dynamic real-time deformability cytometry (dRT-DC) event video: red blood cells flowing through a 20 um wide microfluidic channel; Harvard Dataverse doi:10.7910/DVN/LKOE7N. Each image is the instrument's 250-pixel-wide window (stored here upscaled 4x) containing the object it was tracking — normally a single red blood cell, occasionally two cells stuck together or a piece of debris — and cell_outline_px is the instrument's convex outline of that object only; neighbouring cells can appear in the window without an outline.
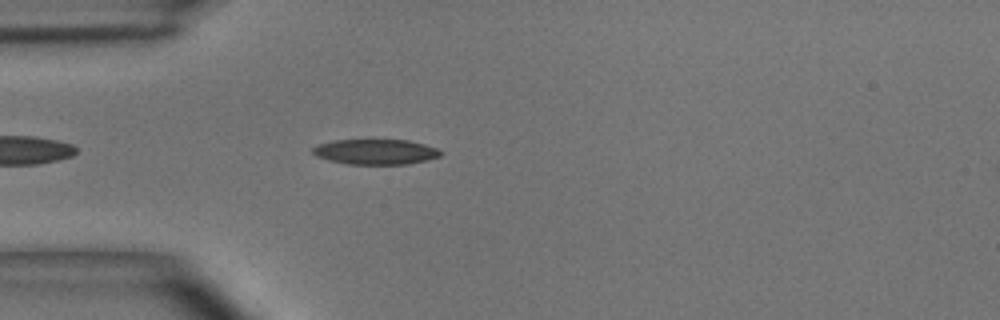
{"species": "common noctule bat (a hibernating species)", "species_latin": "Nyctalus noctula", "temperature_condition": "room temperature", "stored_images_in_passage": 18, "camera_frame_rate_fps": 3000, "um_per_image_px": 0.085, "animal": {"sex": "male", "body_mass_g": 15.6}, "frame": {"image": 1, "passage_image": 3, "time_ms": 0.667, "image_size_px": [1000, 320], "cell_outline_px": [[444, 152], [440, 156], [428, 160], [408, 164], [348, 164], [328, 160], [316, 156], [312, 152], [312, 148], [320, 144], [336, 140], [408, 140], [424, 144], [436, 148]], "centroid_in_image_um": [31.95, 12.91], "position_along_channel_um": 53.0, "area_um2": 18.79}}
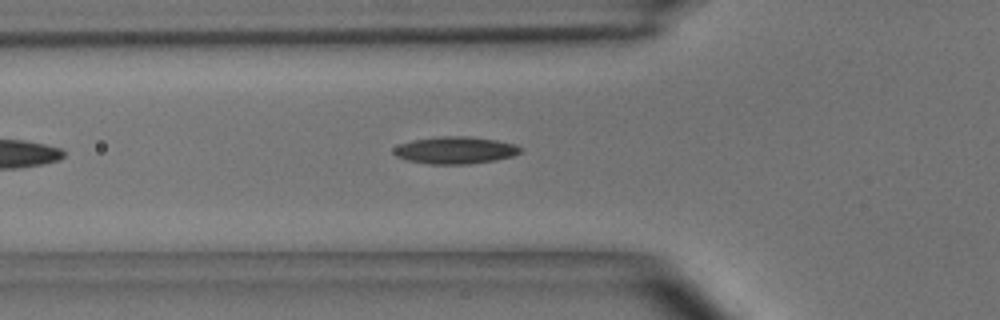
{"frame": {"image": 2, "passage_image": 6, "time_ms": 1.667, "image_size_px": [1000, 320], "cell_outline_px": [[524, 148], [520, 152], [512, 156], [496, 160], [468, 164], [428, 164], [408, 160], [396, 156], [392, 152], [400, 144], [412, 140], [440, 136], [472, 136], [496, 140], [516, 144]], "centroid_in_image_um": [38.73, 12.76], "position_along_channel_um": 87.1, "area_um2": 20.11}}